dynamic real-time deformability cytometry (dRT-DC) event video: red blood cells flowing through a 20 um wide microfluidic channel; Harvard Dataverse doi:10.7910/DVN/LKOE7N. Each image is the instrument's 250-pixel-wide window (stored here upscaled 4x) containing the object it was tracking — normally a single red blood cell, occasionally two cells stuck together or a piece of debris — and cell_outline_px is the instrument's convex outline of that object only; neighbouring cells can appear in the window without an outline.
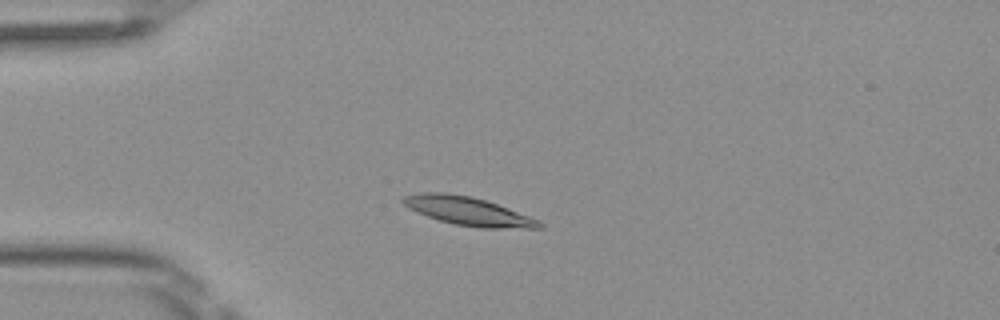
{"species": "Egyptian fruit bat (a non-hibernating species)", "species_latin": "Rousettus aegyptiacus", "temperature_condition": "room temperature", "stored_images_in_passage": 5, "camera_frame_rate_fps": 3000, "um_per_image_px": 0.085, "frame": {"image": 1, "passage_image": 3, "time_ms": 0.667, "image_size_px": [1000, 320], "cell_outline_px": [[544, 228], [480, 228], [452, 224], [428, 216], [408, 208], [400, 200], [404, 196], [420, 192], [444, 192], [472, 196], [496, 204], [540, 220], [544, 224]], "centroid_in_image_um": [39.79, 17.95], "position_along_channel_um": 45.2, "area_um2": 22.54}}
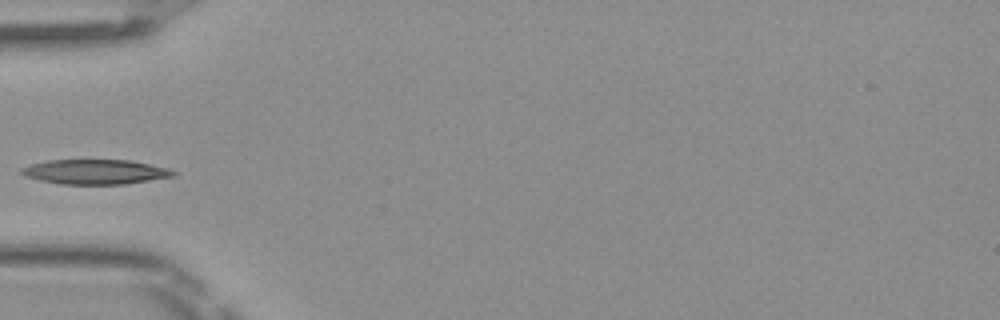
{"frame": {"image": 2, "passage_image": 4, "time_ms": 1.0, "image_size_px": [1000, 320], "cell_outline_px": [[176, 176], [124, 184], [60, 184], [40, 180], [28, 176], [20, 172], [20, 168], [32, 164], [48, 160], [132, 160], [168, 168], [176, 172]], "centroid_in_image_um": [8.13, 14.6], "position_along_channel_um": 76.9, "area_um2": 21.79}}
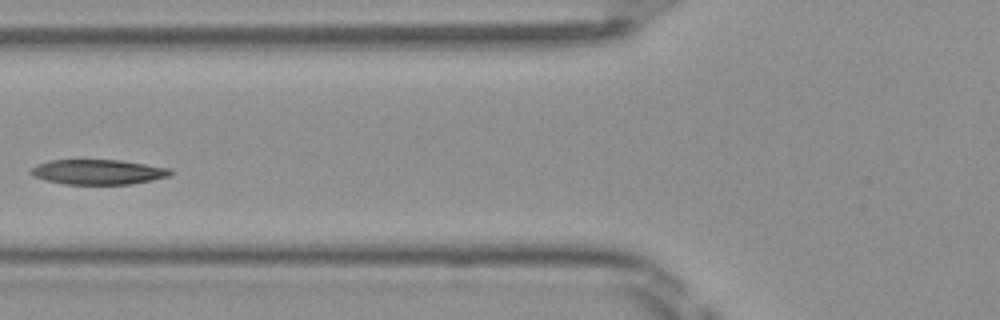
{"frame": {"image": 3, "passage_image": 5, "time_ms": 1.333, "image_size_px": [1000, 320], "cell_outline_px": [[172, 172], [168, 176], [152, 180], [132, 184], [64, 184], [44, 180], [32, 176], [28, 172], [36, 164], [48, 160], [120, 160], [172, 168]], "centroid_in_image_um": [8.3, 14.61], "position_along_channel_um": 117.5, "area_um2": 20.46}}